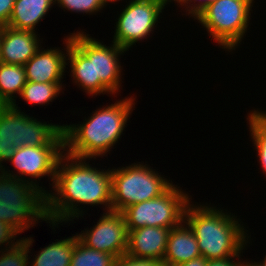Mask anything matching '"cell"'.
Returning <instances> with one entry per match:
<instances>
[{
	"instance_id": "6da1fadb",
	"label": "cell",
	"mask_w": 266,
	"mask_h": 266,
	"mask_svg": "<svg viewBox=\"0 0 266 266\" xmlns=\"http://www.w3.org/2000/svg\"><path fill=\"white\" fill-rule=\"evenodd\" d=\"M97 159L78 158L63 153L59 159L52 190L46 194V216L49 226L56 228L84 220L87 206L111 211V168H97ZM81 205V206H80Z\"/></svg>"
},
{
	"instance_id": "7a4b0ae2",
	"label": "cell",
	"mask_w": 266,
	"mask_h": 266,
	"mask_svg": "<svg viewBox=\"0 0 266 266\" xmlns=\"http://www.w3.org/2000/svg\"><path fill=\"white\" fill-rule=\"evenodd\" d=\"M90 35L83 29L70 33L67 66L71 69L67 72H70L73 85L89 98L102 94L117 97L124 80L120 58L127 51L113 41L106 45Z\"/></svg>"
},
{
	"instance_id": "3957f363",
	"label": "cell",
	"mask_w": 266,
	"mask_h": 266,
	"mask_svg": "<svg viewBox=\"0 0 266 266\" xmlns=\"http://www.w3.org/2000/svg\"><path fill=\"white\" fill-rule=\"evenodd\" d=\"M136 100L134 95L126 96L97 107L83 122L63 124L65 153L78 158L106 157L121 140Z\"/></svg>"
},
{
	"instance_id": "277c9868",
	"label": "cell",
	"mask_w": 266,
	"mask_h": 266,
	"mask_svg": "<svg viewBox=\"0 0 266 266\" xmlns=\"http://www.w3.org/2000/svg\"><path fill=\"white\" fill-rule=\"evenodd\" d=\"M196 203L191 201L187 205L184 221L195 234L201 256L207 261L245 257L243 250L252 243L248 226L228 209L218 208L211 202Z\"/></svg>"
},
{
	"instance_id": "5b68a950",
	"label": "cell",
	"mask_w": 266,
	"mask_h": 266,
	"mask_svg": "<svg viewBox=\"0 0 266 266\" xmlns=\"http://www.w3.org/2000/svg\"><path fill=\"white\" fill-rule=\"evenodd\" d=\"M30 115L16 103L0 105V170L22 146H64L63 124Z\"/></svg>"
},
{
	"instance_id": "8992f818",
	"label": "cell",
	"mask_w": 266,
	"mask_h": 266,
	"mask_svg": "<svg viewBox=\"0 0 266 266\" xmlns=\"http://www.w3.org/2000/svg\"><path fill=\"white\" fill-rule=\"evenodd\" d=\"M254 3L255 0H214L193 20L206 29L218 47L232 55L250 29Z\"/></svg>"
},
{
	"instance_id": "52a82bcc",
	"label": "cell",
	"mask_w": 266,
	"mask_h": 266,
	"mask_svg": "<svg viewBox=\"0 0 266 266\" xmlns=\"http://www.w3.org/2000/svg\"><path fill=\"white\" fill-rule=\"evenodd\" d=\"M0 221L19 235L40 222L48 223L46 195L35 185L0 171Z\"/></svg>"
},
{
	"instance_id": "ba28073f",
	"label": "cell",
	"mask_w": 266,
	"mask_h": 266,
	"mask_svg": "<svg viewBox=\"0 0 266 266\" xmlns=\"http://www.w3.org/2000/svg\"><path fill=\"white\" fill-rule=\"evenodd\" d=\"M148 163L134 162L111 169V210L122 212L132 204L151 200L163 194L172 184L170 178Z\"/></svg>"
},
{
	"instance_id": "9c48e42d",
	"label": "cell",
	"mask_w": 266,
	"mask_h": 266,
	"mask_svg": "<svg viewBox=\"0 0 266 266\" xmlns=\"http://www.w3.org/2000/svg\"><path fill=\"white\" fill-rule=\"evenodd\" d=\"M173 183L163 194L151 200L132 204L122 211L127 230L145 226L174 228L184 221L187 205L192 196Z\"/></svg>"
},
{
	"instance_id": "30bf717a",
	"label": "cell",
	"mask_w": 266,
	"mask_h": 266,
	"mask_svg": "<svg viewBox=\"0 0 266 266\" xmlns=\"http://www.w3.org/2000/svg\"><path fill=\"white\" fill-rule=\"evenodd\" d=\"M120 9L113 31V41L126 51L145 39L152 38L166 9L164 0H128ZM162 14V15H161ZM140 41V42H139Z\"/></svg>"
},
{
	"instance_id": "8fae6325",
	"label": "cell",
	"mask_w": 266,
	"mask_h": 266,
	"mask_svg": "<svg viewBox=\"0 0 266 266\" xmlns=\"http://www.w3.org/2000/svg\"><path fill=\"white\" fill-rule=\"evenodd\" d=\"M64 152V146H22L16 149L15 154L8 161L14 170L10 171L4 166L0 171L35 185L46 195L49 190L43 185L39 186V181L47 176L51 181L49 185H53L57 165Z\"/></svg>"
},
{
	"instance_id": "7c38bea8",
	"label": "cell",
	"mask_w": 266,
	"mask_h": 266,
	"mask_svg": "<svg viewBox=\"0 0 266 266\" xmlns=\"http://www.w3.org/2000/svg\"><path fill=\"white\" fill-rule=\"evenodd\" d=\"M90 229L84 228L76 233L78 239L87 247L112 254L116 258L127 251L128 230L122 212L107 211Z\"/></svg>"
},
{
	"instance_id": "4fadbf2b",
	"label": "cell",
	"mask_w": 266,
	"mask_h": 266,
	"mask_svg": "<svg viewBox=\"0 0 266 266\" xmlns=\"http://www.w3.org/2000/svg\"><path fill=\"white\" fill-rule=\"evenodd\" d=\"M63 39V48L47 47L44 49L41 46L36 54L27 61L24 65L27 81L36 83H63L65 81L63 79L68 70L66 66L68 45L71 42L70 33Z\"/></svg>"
},
{
	"instance_id": "5bb4252c",
	"label": "cell",
	"mask_w": 266,
	"mask_h": 266,
	"mask_svg": "<svg viewBox=\"0 0 266 266\" xmlns=\"http://www.w3.org/2000/svg\"><path fill=\"white\" fill-rule=\"evenodd\" d=\"M40 35L32 31L3 26L0 41V63L24 66L43 46L41 45L44 43L43 38H39Z\"/></svg>"
},
{
	"instance_id": "9a60e30c",
	"label": "cell",
	"mask_w": 266,
	"mask_h": 266,
	"mask_svg": "<svg viewBox=\"0 0 266 266\" xmlns=\"http://www.w3.org/2000/svg\"><path fill=\"white\" fill-rule=\"evenodd\" d=\"M170 229L145 226L128 231L126 253L139 258L163 261Z\"/></svg>"
},
{
	"instance_id": "2e32d148",
	"label": "cell",
	"mask_w": 266,
	"mask_h": 266,
	"mask_svg": "<svg viewBox=\"0 0 266 266\" xmlns=\"http://www.w3.org/2000/svg\"><path fill=\"white\" fill-rule=\"evenodd\" d=\"M200 256L195 234L185 221L170 229L163 259L164 266H178Z\"/></svg>"
},
{
	"instance_id": "e0dca14e",
	"label": "cell",
	"mask_w": 266,
	"mask_h": 266,
	"mask_svg": "<svg viewBox=\"0 0 266 266\" xmlns=\"http://www.w3.org/2000/svg\"><path fill=\"white\" fill-rule=\"evenodd\" d=\"M63 238L54 240L55 242H52L44 248L40 247V250L35 252L37 254L32 256L30 255L32 254L31 250H33L31 248L35 240L31 236L23 237L21 241L27 247L28 266H70L76 242V234Z\"/></svg>"
},
{
	"instance_id": "ac0fdd59",
	"label": "cell",
	"mask_w": 266,
	"mask_h": 266,
	"mask_svg": "<svg viewBox=\"0 0 266 266\" xmlns=\"http://www.w3.org/2000/svg\"><path fill=\"white\" fill-rule=\"evenodd\" d=\"M55 5V0H15L6 26L16 30L36 32L38 24Z\"/></svg>"
},
{
	"instance_id": "d6986e66",
	"label": "cell",
	"mask_w": 266,
	"mask_h": 266,
	"mask_svg": "<svg viewBox=\"0 0 266 266\" xmlns=\"http://www.w3.org/2000/svg\"><path fill=\"white\" fill-rule=\"evenodd\" d=\"M26 82L23 65L0 63V105L17 103Z\"/></svg>"
},
{
	"instance_id": "ffe728a7",
	"label": "cell",
	"mask_w": 266,
	"mask_h": 266,
	"mask_svg": "<svg viewBox=\"0 0 266 266\" xmlns=\"http://www.w3.org/2000/svg\"><path fill=\"white\" fill-rule=\"evenodd\" d=\"M257 109V110H256ZM248 111L246 115L249 136L251 137L253 149L257 153V161L261 166L262 174L266 176V110L256 108Z\"/></svg>"
},
{
	"instance_id": "44dd1931",
	"label": "cell",
	"mask_w": 266,
	"mask_h": 266,
	"mask_svg": "<svg viewBox=\"0 0 266 266\" xmlns=\"http://www.w3.org/2000/svg\"><path fill=\"white\" fill-rule=\"evenodd\" d=\"M64 83H36L27 81L19 99L35 106H47L56 100L61 93L64 94Z\"/></svg>"
},
{
	"instance_id": "7402d4cb",
	"label": "cell",
	"mask_w": 266,
	"mask_h": 266,
	"mask_svg": "<svg viewBox=\"0 0 266 266\" xmlns=\"http://www.w3.org/2000/svg\"><path fill=\"white\" fill-rule=\"evenodd\" d=\"M116 257L84 245L76 235L70 266H113Z\"/></svg>"
},
{
	"instance_id": "603a6c76",
	"label": "cell",
	"mask_w": 266,
	"mask_h": 266,
	"mask_svg": "<svg viewBox=\"0 0 266 266\" xmlns=\"http://www.w3.org/2000/svg\"><path fill=\"white\" fill-rule=\"evenodd\" d=\"M64 10V12H72L85 15H97L102 13L107 8L106 0H55V6Z\"/></svg>"
},
{
	"instance_id": "cb8c5ba5",
	"label": "cell",
	"mask_w": 266,
	"mask_h": 266,
	"mask_svg": "<svg viewBox=\"0 0 266 266\" xmlns=\"http://www.w3.org/2000/svg\"><path fill=\"white\" fill-rule=\"evenodd\" d=\"M26 245L20 241L15 247L0 251V266H28Z\"/></svg>"
},
{
	"instance_id": "d4e9b609",
	"label": "cell",
	"mask_w": 266,
	"mask_h": 266,
	"mask_svg": "<svg viewBox=\"0 0 266 266\" xmlns=\"http://www.w3.org/2000/svg\"><path fill=\"white\" fill-rule=\"evenodd\" d=\"M113 266H164L163 261L153 258H139L127 253L115 259Z\"/></svg>"
},
{
	"instance_id": "484cf974",
	"label": "cell",
	"mask_w": 266,
	"mask_h": 266,
	"mask_svg": "<svg viewBox=\"0 0 266 266\" xmlns=\"http://www.w3.org/2000/svg\"><path fill=\"white\" fill-rule=\"evenodd\" d=\"M19 236L14 229L0 221V251L15 247L22 240Z\"/></svg>"
},
{
	"instance_id": "4316f807",
	"label": "cell",
	"mask_w": 266,
	"mask_h": 266,
	"mask_svg": "<svg viewBox=\"0 0 266 266\" xmlns=\"http://www.w3.org/2000/svg\"><path fill=\"white\" fill-rule=\"evenodd\" d=\"M214 0H184L178 7H180L184 17L189 16L192 17L191 19L195 18L209 3L213 2ZM184 8V9H183Z\"/></svg>"
},
{
	"instance_id": "83f0119b",
	"label": "cell",
	"mask_w": 266,
	"mask_h": 266,
	"mask_svg": "<svg viewBox=\"0 0 266 266\" xmlns=\"http://www.w3.org/2000/svg\"><path fill=\"white\" fill-rule=\"evenodd\" d=\"M14 2L15 0H0V25L8 24Z\"/></svg>"
},
{
	"instance_id": "f1b7e54d",
	"label": "cell",
	"mask_w": 266,
	"mask_h": 266,
	"mask_svg": "<svg viewBox=\"0 0 266 266\" xmlns=\"http://www.w3.org/2000/svg\"><path fill=\"white\" fill-rule=\"evenodd\" d=\"M242 257H230L227 259L208 260L206 266H240Z\"/></svg>"
},
{
	"instance_id": "f546056e",
	"label": "cell",
	"mask_w": 266,
	"mask_h": 266,
	"mask_svg": "<svg viewBox=\"0 0 266 266\" xmlns=\"http://www.w3.org/2000/svg\"><path fill=\"white\" fill-rule=\"evenodd\" d=\"M207 265V260L203 257H197L195 259H191L190 261L181 263L178 266H206Z\"/></svg>"
},
{
	"instance_id": "4dcf8cb0",
	"label": "cell",
	"mask_w": 266,
	"mask_h": 266,
	"mask_svg": "<svg viewBox=\"0 0 266 266\" xmlns=\"http://www.w3.org/2000/svg\"><path fill=\"white\" fill-rule=\"evenodd\" d=\"M240 266H258L253 260H244V258L240 262Z\"/></svg>"
},
{
	"instance_id": "1f68e13d",
	"label": "cell",
	"mask_w": 266,
	"mask_h": 266,
	"mask_svg": "<svg viewBox=\"0 0 266 266\" xmlns=\"http://www.w3.org/2000/svg\"><path fill=\"white\" fill-rule=\"evenodd\" d=\"M184 0H164V3L167 7H169L168 5H170V3L174 2V5L176 4V6H179Z\"/></svg>"
},
{
	"instance_id": "d6a6232c",
	"label": "cell",
	"mask_w": 266,
	"mask_h": 266,
	"mask_svg": "<svg viewBox=\"0 0 266 266\" xmlns=\"http://www.w3.org/2000/svg\"><path fill=\"white\" fill-rule=\"evenodd\" d=\"M258 266H266V255H265V257H264V259H262V261H261V259L257 262V261H255V260H253Z\"/></svg>"
},
{
	"instance_id": "836d02e7",
	"label": "cell",
	"mask_w": 266,
	"mask_h": 266,
	"mask_svg": "<svg viewBox=\"0 0 266 266\" xmlns=\"http://www.w3.org/2000/svg\"><path fill=\"white\" fill-rule=\"evenodd\" d=\"M106 1L108 2V4H109V3H113V2H114L113 4H115V2H119V1H122V0H106ZM123 1H124V0H123Z\"/></svg>"
},
{
	"instance_id": "e575fe53",
	"label": "cell",
	"mask_w": 266,
	"mask_h": 266,
	"mask_svg": "<svg viewBox=\"0 0 266 266\" xmlns=\"http://www.w3.org/2000/svg\"><path fill=\"white\" fill-rule=\"evenodd\" d=\"M2 32H3V25H0V41H1Z\"/></svg>"
}]
</instances>
